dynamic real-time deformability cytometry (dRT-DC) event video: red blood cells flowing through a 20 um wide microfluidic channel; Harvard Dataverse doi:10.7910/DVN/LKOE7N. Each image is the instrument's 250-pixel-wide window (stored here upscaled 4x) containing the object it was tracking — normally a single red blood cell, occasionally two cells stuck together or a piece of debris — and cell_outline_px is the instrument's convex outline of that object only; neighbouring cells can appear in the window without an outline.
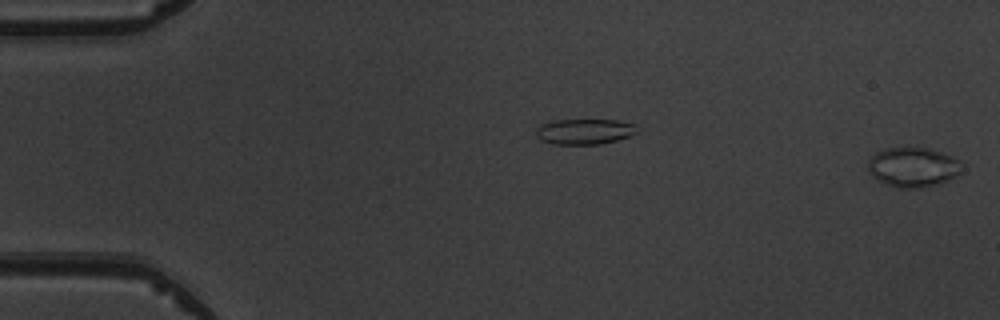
{"species": "common noctule bat (a hibernating species)", "species_latin": "Nyctalus noctula", "temperature_condition": "warm", "stored_images_in_passage": 4, "segment_of_instrument_passage": [2, 2], "camera_frame_rate_fps": 3000, "um_per_image_px": 0.085, "animal": {"sex": "male", "body_mass_g": 19.5, "forearm_length_mm": 54.6}, "frame": {"image": 1, "passage_image": 4, "time_ms": 3.333, "image_size_px": [1000, 320], "cell_outline_px": [[960, 172], [956, 176], [948, 180], [936, 184], [920, 188], [896, 188], [876, 180], [868, 172], [868, 160], [876, 152], [888, 148], [932, 148], [952, 156], [960, 160]], "centroid_in_image_um": [77.58, 14.21], "position_along_channel_um": 7.4, "area_um2": 21.79}}